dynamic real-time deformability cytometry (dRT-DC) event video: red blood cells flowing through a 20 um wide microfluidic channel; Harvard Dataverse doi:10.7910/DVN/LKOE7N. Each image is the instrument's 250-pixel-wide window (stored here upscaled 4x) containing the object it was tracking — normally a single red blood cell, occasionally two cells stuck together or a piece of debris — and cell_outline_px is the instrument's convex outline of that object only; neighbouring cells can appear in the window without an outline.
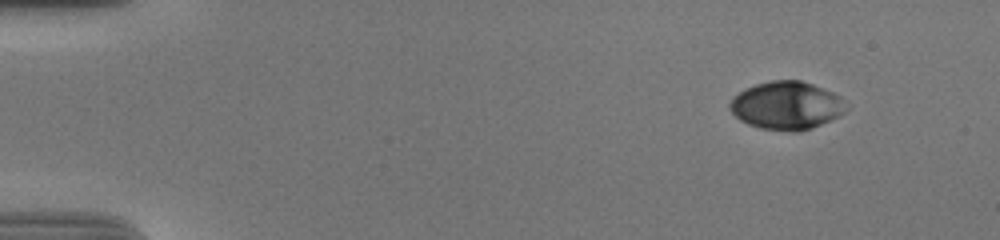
{"species": "human", "species_latin": "Homo sapiens", "temperature_condition": "cold", "stored_images_in_passage": 51, "camera_frame_rate_fps": 3000, "um_per_image_px": 0.085, "donor": {"sex": "male"}, "frame": {"image": 1, "passage_image": 1, "time_ms": 0.0, "image_size_px": [1000, 240], "cell_outline_px": [[848, 108], [844, 112], [812, 128], [800, 132], [760, 128], [748, 124], [740, 120], [728, 108], [728, 104], [732, 96], [744, 88], [756, 84], [772, 80], [800, 80], [812, 84], [832, 92], [840, 96]], "centroid_in_image_um": [66.81, 8.96], "position_along_channel_um": 18.2, "area_um2": 32.48}}
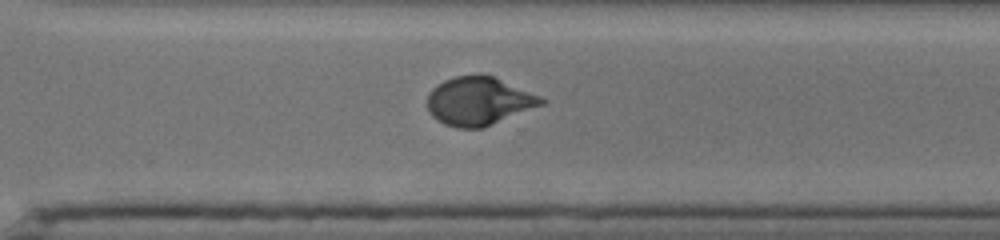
{"frame": {"image": 2, "passage_image": 36, "time_ms": 11.667, "image_size_px": [1000, 240], "cell_outline_px": [[548, 100], [544, 104], [484, 128], [456, 128], [444, 124], [436, 120], [428, 112], [428, 92], [436, 84], [444, 80], [456, 76], [492, 76], [540, 96]], "centroid_in_image_um": [40.68, 8.62], "position_along_channel_um": 329.9, "area_um2": 31.96}}
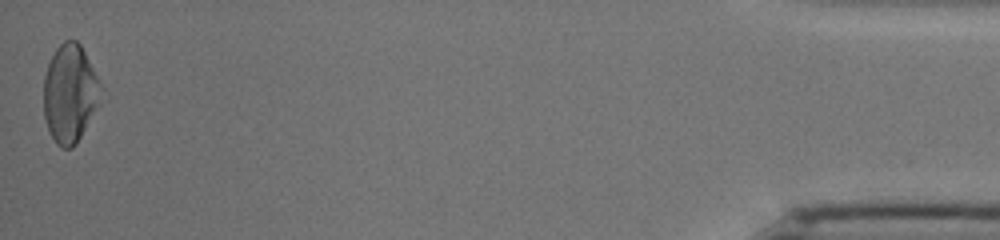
{"frame": {"image": 3, "passage_image": 51, "time_ms": 16.667, "image_size_px": [1000, 240], "cell_outline_px": [[100, 84], [96, 104], [76, 144], [72, 148], [60, 148], [56, 144], [48, 128], [44, 116], [44, 76], [48, 64], [56, 48], [64, 40], [76, 40], [80, 44]], "centroid_in_image_um": [5.87, 7.93], "position_along_channel_um": 429.3, "area_um2": 31.56}, "authors_computed_cell_mechanics": {"area_um2": 32.4836, "velocity_mm_per_s": 3.7088, "shape_relaxation_time_tau1_ms": 6.5494, "shape_relaxation_time_tau2_ms": null, "deformation_change_tau1": 0.2111, "deformation_change_tau2": null}}